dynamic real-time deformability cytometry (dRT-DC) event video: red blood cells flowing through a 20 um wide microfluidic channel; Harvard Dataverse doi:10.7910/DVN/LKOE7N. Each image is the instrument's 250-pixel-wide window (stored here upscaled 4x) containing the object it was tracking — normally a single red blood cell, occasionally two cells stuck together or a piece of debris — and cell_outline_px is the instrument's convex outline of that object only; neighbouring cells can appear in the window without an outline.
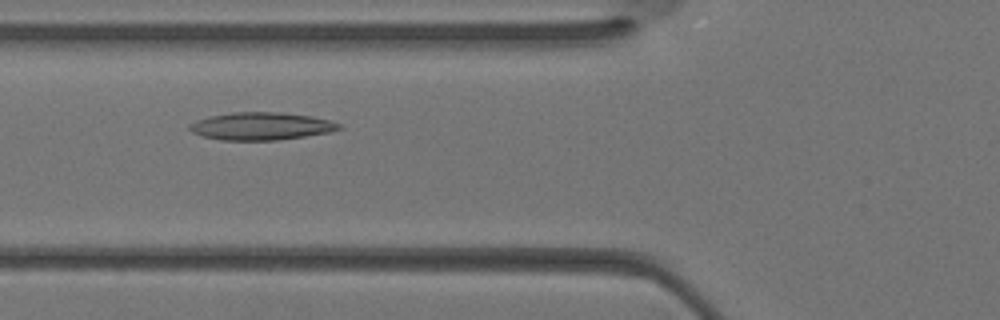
{"species": "Egyptian fruit bat (a non-hibernating species)", "species_latin": "Rousettus aegyptiacus", "temperature_condition": "warm", "stored_images_in_passage": 32, "camera_frame_rate_fps": 3000, "um_per_image_px": 0.085, "animal": {"sex": "female"}, "frame": {"image": 1, "passage_image": 10, "time_ms": 3.0, "image_size_px": [1000, 320], "cell_outline_px": [[344, 128], [328, 132], [304, 136], [276, 140], [220, 140], [204, 136], [192, 132], [188, 128], [188, 124], [196, 120], [212, 116], [232, 112], [280, 112], [312, 116], [328, 120], [340, 124]], "centroid_in_image_um": [22.18, 10.72], "position_along_channel_um": 103.6, "area_um2": 23.93}}
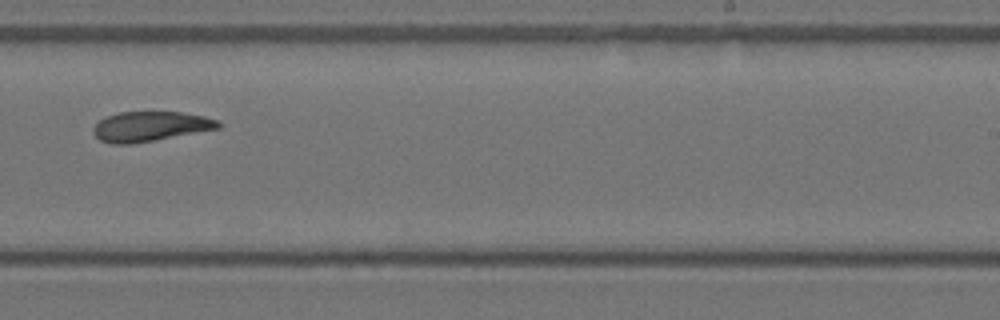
{"frame": {"image": 2, "passage_image": 19, "time_ms": 6.0, "image_size_px": [1000, 320], "cell_outline_px": [[220, 128], [132, 144], [112, 144], [100, 140], [92, 132], [92, 128], [100, 120], [108, 116], [120, 112], [184, 112], [204, 116], [216, 120], [220, 124]], "centroid_in_image_um": [12.75, 10.74], "position_along_channel_um": 276.3, "area_um2": 21.56}}
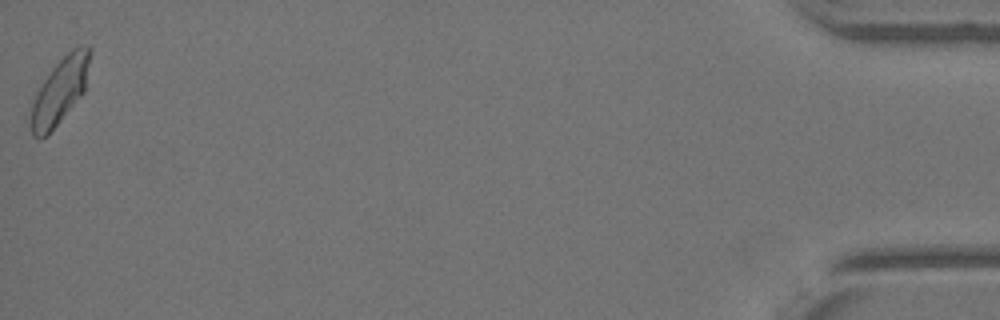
{"frame": {"image": 3, "passage_image": 32, "time_ms": 10.333, "image_size_px": [1000, 320], "cell_outline_px": [[92, 48], [84, 92], [56, 124], [40, 140], [36, 140], [32, 136], [32, 104], [36, 92], [52, 68], [72, 48], [80, 44], [88, 44]], "centroid_in_image_um": [5.13, 7.65], "position_along_channel_um": 430.1, "area_um2": 22.2}}